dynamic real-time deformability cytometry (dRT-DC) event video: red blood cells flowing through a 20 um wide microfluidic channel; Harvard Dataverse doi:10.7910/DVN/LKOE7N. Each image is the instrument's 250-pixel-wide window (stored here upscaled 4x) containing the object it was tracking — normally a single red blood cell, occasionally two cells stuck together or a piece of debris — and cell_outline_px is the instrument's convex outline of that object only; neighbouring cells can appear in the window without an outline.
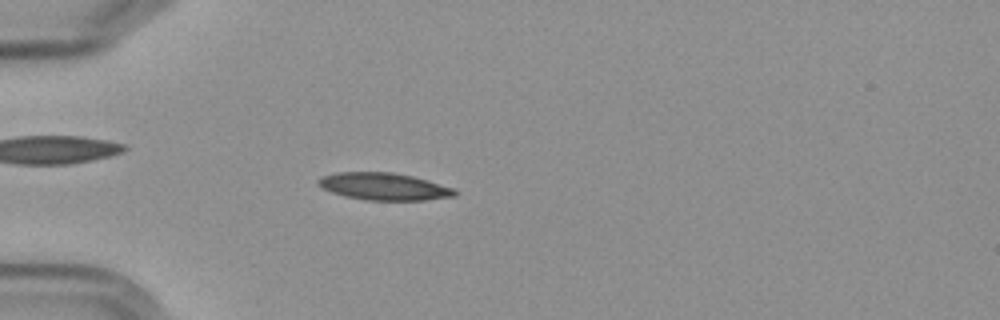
{"species": "Egyptian fruit bat (a non-hibernating species)", "species_latin": "Rousettus aegyptiacus", "temperature_condition": "cold", "stored_images_in_passage": 44, "camera_frame_rate_fps": 3000, "um_per_image_px": 0.085, "frame": {"image": 1, "passage_image": 4, "time_ms": 1.0, "image_size_px": [1000, 320], "cell_outline_px": [[456, 196], [424, 200], [368, 200], [344, 196], [332, 192], [316, 184], [316, 180], [320, 176], [336, 172], [392, 172], [412, 176], [428, 180], [456, 188]], "centroid_in_image_um": [32.63, 15.84], "position_along_channel_um": 52.4, "area_um2": 21.79}}
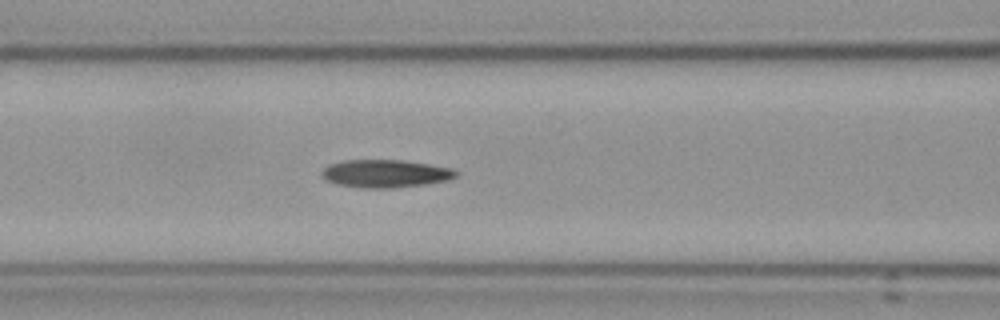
{"frame": {"image": 2, "passage_image": 12, "time_ms": 3.667, "image_size_px": [1000, 320], "cell_outline_px": [[456, 176], [448, 180], [424, 184], [388, 188], [364, 188], [340, 184], [328, 180], [320, 172], [324, 168], [332, 164], [344, 160], [404, 160], [452, 168], [456, 172]], "centroid_in_image_um": [32.78, 14.74], "position_along_channel_um": 133.8, "area_um2": 21.33}}
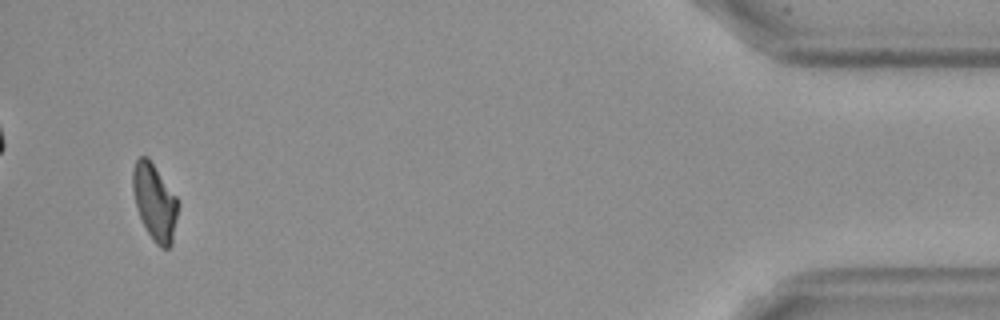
{"frame": {"image": 3, "passage_image": 42, "time_ms": 13.667, "image_size_px": [1000, 320], "cell_outline_px": [[176, 216], [172, 244], [168, 248], [160, 248], [156, 244], [148, 232], [136, 208], [132, 188], [132, 172], [136, 160], [140, 156], [148, 156], [176, 196]], "centroid_in_image_um": [13.11, 17.14], "position_along_channel_um": 422.1, "area_um2": 19.77}, "authors_computed_cell_mechanics": {"area_um2": 21.0392, "velocity_mm_per_s": 3.5888, "shape_relaxation_time_tau1_ms": 4.421, "shape_relaxation_time_tau2_ms": null, "deformation_change_tau1": 0.1531, "deformation_change_tau2": null}}